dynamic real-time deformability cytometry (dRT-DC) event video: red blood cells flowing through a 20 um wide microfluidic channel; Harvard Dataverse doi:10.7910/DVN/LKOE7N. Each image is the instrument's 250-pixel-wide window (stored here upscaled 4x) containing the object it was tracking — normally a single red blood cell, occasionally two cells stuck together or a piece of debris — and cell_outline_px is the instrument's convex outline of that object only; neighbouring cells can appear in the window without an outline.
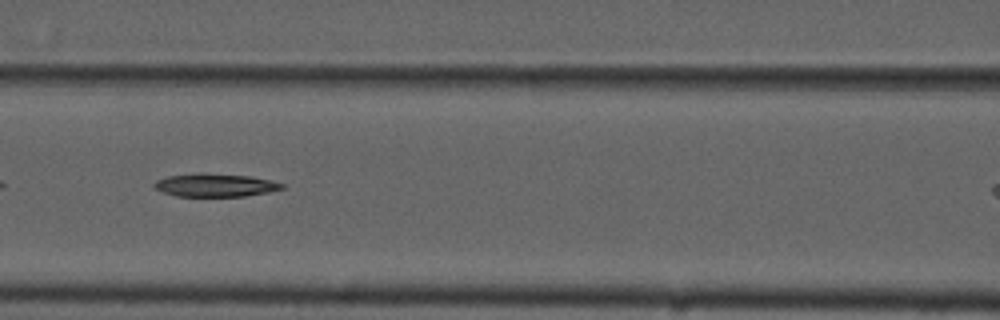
{"species": "common noctule bat (a hibernating species)", "species_latin": "Nyctalus noctula", "temperature_condition": "cold", "stored_images_in_passage": 30, "camera_frame_rate_fps": 3000, "um_per_image_px": 0.085, "animal": {"sex": "male", "forearm_length_mm": 52.5}, "frame": {"image": 1, "passage_image": 9, "time_ms": 2.667, "image_size_px": [1000, 320], "cell_outline_px": [[284, 188], [268, 192], [244, 196], [176, 196], [164, 192], [156, 188], [152, 184], [156, 180], [168, 176], [200, 172], [248, 176], [268, 180], [284, 184]], "centroid_in_image_um": [18.26, 15.73], "position_along_channel_um": 148.3, "area_um2": 17.05}}
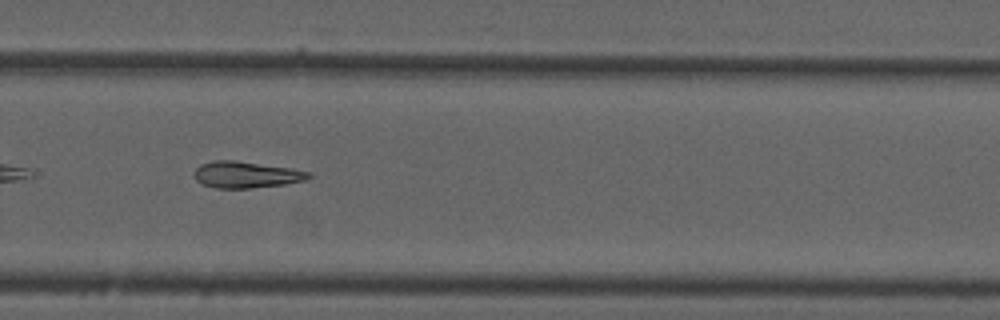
{"frame": {"image": 2, "passage_image": 22, "time_ms": 7.0, "image_size_px": [1000, 320], "cell_outline_px": [[312, 176], [304, 180], [284, 184], [248, 188], [216, 188], [200, 184], [196, 180], [196, 168], [200, 164], [212, 160], [236, 160], [292, 168], [312, 172]], "centroid_in_image_um": [20.92, 14.83], "position_along_channel_um": 308.9, "area_um2": 17.69}}